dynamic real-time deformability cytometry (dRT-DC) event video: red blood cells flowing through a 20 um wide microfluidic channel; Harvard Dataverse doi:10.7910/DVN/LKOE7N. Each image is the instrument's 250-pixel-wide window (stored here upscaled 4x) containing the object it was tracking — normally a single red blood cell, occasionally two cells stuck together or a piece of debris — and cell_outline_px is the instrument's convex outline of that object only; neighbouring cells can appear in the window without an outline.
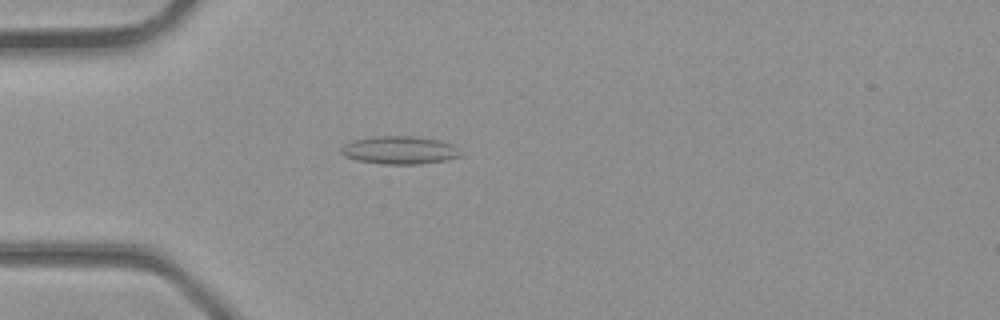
{"species": "common noctule bat (a hibernating species)", "species_latin": "Nyctalus noctula", "temperature_condition": "room temperature", "stored_images_in_passage": 31, "camera_frame_rate_fps": 3000, "um_per_image_px": 0.085, "animal": {"sex": "male", "body_mass_g": 23.1, "forearm_length_mm": 52.7}, "frame": {"image": 1, "passage_image": 4, "time_ms": 1.0, "image_size_px": [1000, 320], "cell_outline_px": [[460, 156], [448, 160], [420, 164], [384, 164], [356, 160], [344, 156], [340, 152], [340, 148], [344, 144], [352, 140], [376, 136], [416, 136], [440, 140], [452, 144], [456, 148]], "centroid_in_image_um": [33.93, 12.76], "position_along_channel_um": 51.1, "area_um2": 19.54}}
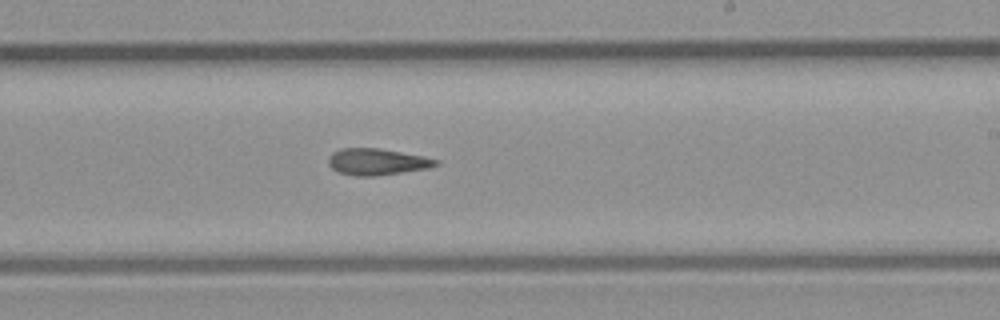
{"frame": {"image": 2, "passage_image": 16, "time_ms": 5.0, "image_size_px": [1000, 320], "cell_outline_px": [[440, 160], [436, 164], [428, 168], [372, 176], [356, 176], [340, 172], [332, 168], [328, 164], [328, 156], [332, 152], [340, 148], [380, 148], [424, 156]], "centroid_in_image_um": [32.01, 13.73], "position_along_channel_um": 257.0, "area_um2": 16.47}}
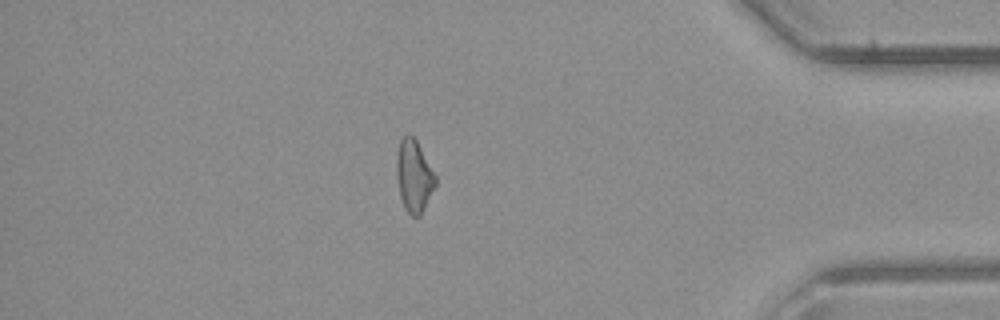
{"frame": {"image": 3, "passage_image": 26, "time_ms": 8.333, "image_size_px": [1000, 320], "cell_outline_px": [[436, 184], [420, 216], [412, 216], [404, 208], [400, 196], [396, 176], [396, 156], [400, 140], [408, 132], [416, 140], [436, 176]], "centroid_in_image_um": [35.16, 14.95], "position_along_channel_um": 400.0, "area_um2": 16.24}}